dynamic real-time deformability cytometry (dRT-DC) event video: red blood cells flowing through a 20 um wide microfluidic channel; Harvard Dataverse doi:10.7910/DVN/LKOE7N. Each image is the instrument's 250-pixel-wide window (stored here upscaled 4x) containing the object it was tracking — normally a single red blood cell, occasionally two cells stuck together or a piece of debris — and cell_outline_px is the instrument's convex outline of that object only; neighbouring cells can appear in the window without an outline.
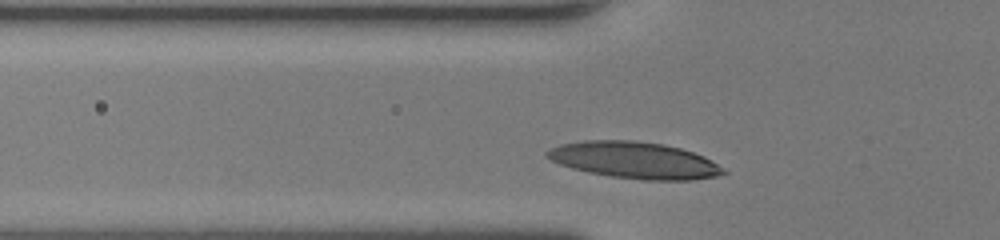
{"species": "human", "species_latin": "Homo sapiens", "temperature_condition": "room temperature", "stored_images_in_passage": 26, "camera_frame_rate_fps": 3000, "um_per_image_px": 0.085, "donor": {"sex": "female"}, "frame": {"image": 1, "passage_image": 4, "time_ms": 1.0, "image_size_px": [1000, 240], "cell_outline_px": [[728, 172], [716, 176], [692, 180], [644, 180], [612, 176], [588, 172], [572, 168], [560, 164], [544, 156], [544, 152], [560, 144], [584, 140], [636, 140], [664, 144], [680, 148], [704, 156], [724, 168]], "centroid_in_image_um": [53.93, 13.61], "position_along_channel_um": 71.9, "area_um2": 37.63}}
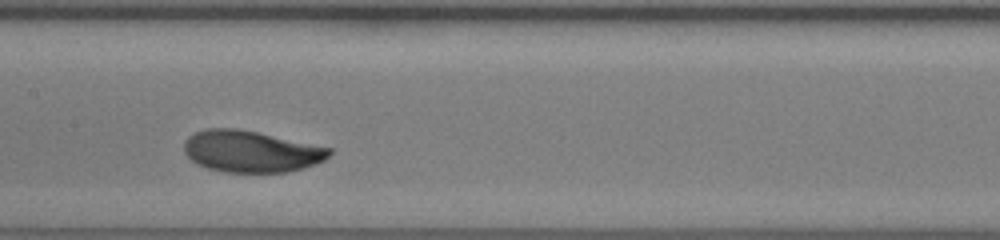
{"frame": {"image": 2, "passage_image": 12, "time_ms": 3.667, "image_size_px": [1000, 240], "cell_outline_px": [[332, 152], [324, 160], [288, 172], [224, 172], [208, 168], [196, 164], [184, 152], [184, 140], [188, 136], [196, 132], [208, 128], [240, 128], [332, 148]], "centroid_in_image_um": [21.3, 12.86], "position_along_channel_um": 186.1, "area_um2": 35.14}}
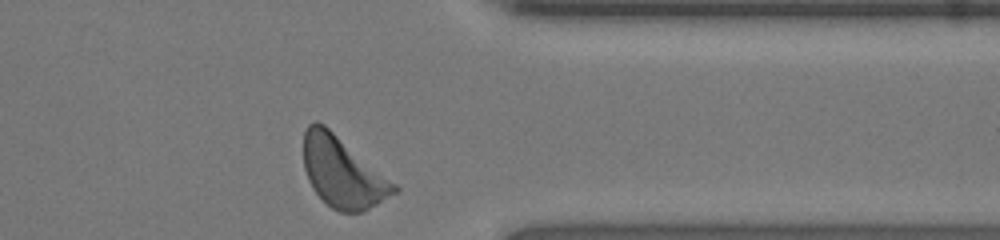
{"frame": {"image": 3, "passage_image": 26, "time_ms": 8.333, "image_size_px": [1000, 240], "cell_outline_px": [[400, 192], [364, 212], [340, 212], [332, 208], [312, 188], [308, 180], [304, 168], [304, 132], [308, 124], [316, 120], [324, 124], [396, 184], [400, 188]], "centroid_in_image_um": [29.14, 14.66], "position_along_channel_um": 382.3, "area_um2": 37.11}, "authors_computed_cell_mechanics": {"area_um2": 35.0268, "velocity_mm_per_s": 4.3349, "shape_relaxation_time_tau1_ms": 2.3177, "shape_relaxation_time_tau2_ms": null, "deformation_change_tau1": 0.1368, "deformation_change_tau2": null}}